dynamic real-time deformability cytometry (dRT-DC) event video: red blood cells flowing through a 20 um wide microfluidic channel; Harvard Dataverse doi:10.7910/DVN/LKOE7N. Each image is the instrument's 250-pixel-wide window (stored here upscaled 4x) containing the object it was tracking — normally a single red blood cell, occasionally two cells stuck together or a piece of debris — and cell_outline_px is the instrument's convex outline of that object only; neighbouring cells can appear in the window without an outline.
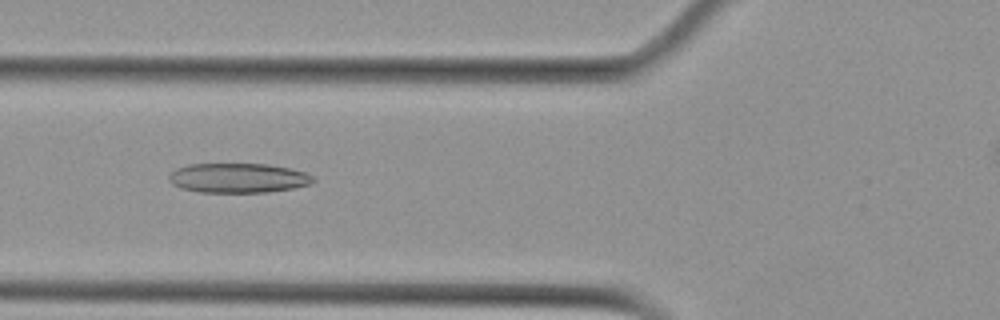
{"species": "Egyptian fruit bat (a non-hibernating species)", "species_latin": "Rousettus aegyptiacus", "temperature_condition": "cold", "stored_images_in_passage": 10, "camera_frame_rate_fps": 3000, "um_per_image_px": 0.085, "animal": {"sex": "female"}, "frame": {"image": 1, "passage_image": 6, "time_ms": 6.667, "image_size_px": [1000, 320], "cell_outline_px": [[316, 180], [312, 184], [292, 188], [268, 192], [200, 192], [180, 188], [172, 184], [168, 180], [168, 176], [176, 168], [188, 164], [268, 164], [288, 168], [304, 172], [312, 176]], "centroid_in_image_um": [20.22, 15.13], "position_along_channel_um": 105.6, "area_um2": 24.91}}
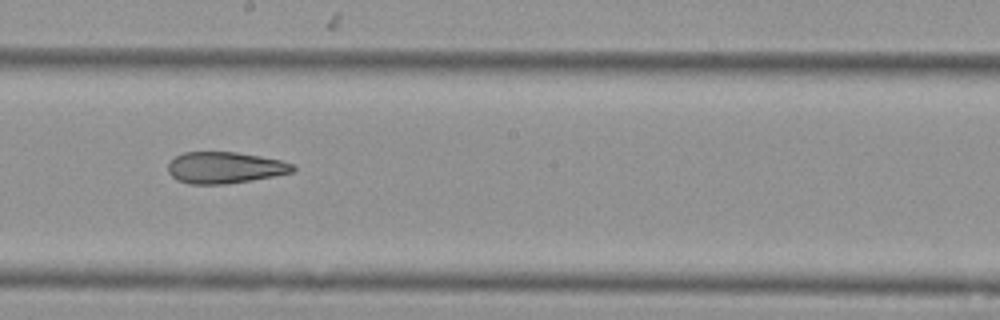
{"frame": {"image": 2, "passage_image": 9, "time_ms": 10.0, "image_size_px": [1000, 320], "cell_outline_px": [[296, 172], [252, 180], [224, 184], [188, 184], [176, 180], [168, 172], [168, 164], [176, 156], [184, 152], [236, 152], [260, 156], [280, 160], [292, 164], [296, 168]], "centroid_in_image_um": [19.12, 14.25], "position_along_channel_um": 229.1, "area_um2": 22.95}}
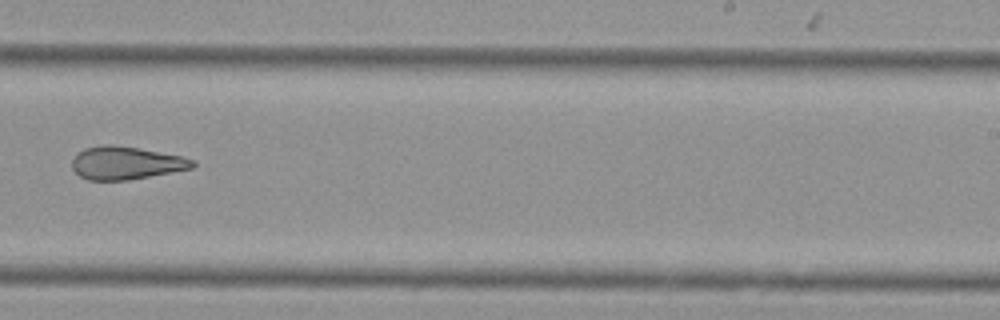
{"frame": {"image": 3, "passage_image": 10, "time_ms": 11.333, "image_size_px": [1000, 320], "cell_outline_px": [[196, 164], [192, 168], [128, 180], [88, 180], [80, 176], [72, 168], [72, 156], [76, 152], [84, 148], [104, 144], [112, 144], [140, 148], [180, 156], [196, 160]], "centroid_in_image_um": [10.66, 13.84], "position_along_channel_um": 278.3, "area_um2": 23.24}}